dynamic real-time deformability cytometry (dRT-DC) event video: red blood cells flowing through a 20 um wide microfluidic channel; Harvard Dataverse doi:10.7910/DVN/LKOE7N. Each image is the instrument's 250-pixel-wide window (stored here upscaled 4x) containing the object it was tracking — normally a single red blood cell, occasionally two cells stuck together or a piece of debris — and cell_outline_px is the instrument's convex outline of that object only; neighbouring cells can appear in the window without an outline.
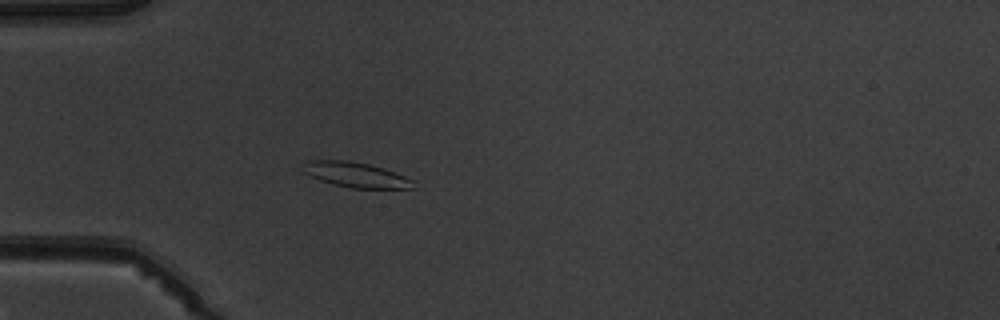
{"species": "common noctule bat (a hibernating species)", "species_latin": "Nyctalus noctula", "temperature_condition": "warm", "stored_images_in_passage": 3, "camera_frame_rate_fps": 3000, "um_per_image_px": 0.085, "animal": {"sex": "male", "body_mass_g": 19.5, "forearm_length_mm": 54.6}, "frame": {"image": 1, "passage_image": 3, "time_ms": 2.333, "image_size_px": [1000, 320], "cell_outline_px": [[416, 180], [412, 188], [348, 188], [332, 184], [320, 180], [304, 172], [300, 164], [304, 160], [348, 160], [368, 164], [384, 168]], "centroid_in_image_um": [30.21, 14.84], "position_along_channel_um": 54.8, "area_um2": 16.36}}